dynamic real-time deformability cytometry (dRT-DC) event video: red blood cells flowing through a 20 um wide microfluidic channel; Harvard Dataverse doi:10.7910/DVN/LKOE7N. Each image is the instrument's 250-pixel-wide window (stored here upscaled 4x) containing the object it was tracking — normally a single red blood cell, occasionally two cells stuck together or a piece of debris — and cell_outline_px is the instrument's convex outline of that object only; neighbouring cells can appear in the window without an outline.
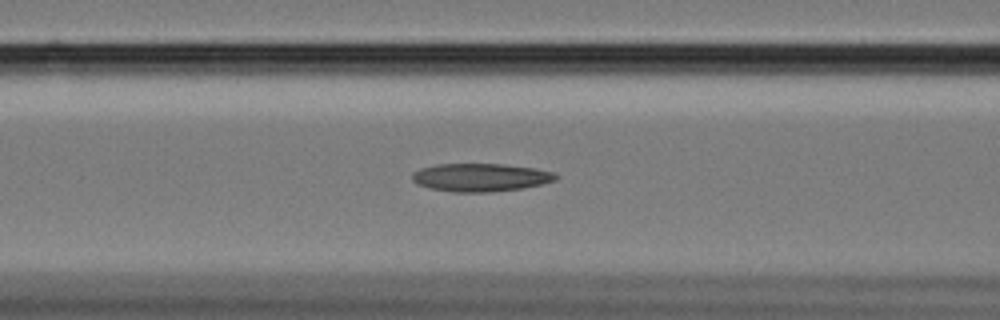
{"species": "Egyptian fruit bat (a non-hibernating species)", "species_latin": "Rousettus aegyptiacus", "temperature_condition": "cold", "stored_images_in_passage": 58, "camera_frame_rate_fps": 3000, "um_per_image_px": 0.085, "animal": {"sex": "female"}, "frame": {"image": 1, "passage_image": 24, "time_ms": 7.667, "image_size_px": [1000, 320], "cell_outline_px": [[560, 176], [556, 180], [524, 188], [488, 192], [452, 192], [428, 188], [416, 184], [412, 180], [412, 172], [420, 168], [436, 164], [504, 164], [536, 168], [556, 172]], "centroid_in_image_um": [40.85, 15.08], "position_along_channel_um": 125.8, "area_um2": 23.81}}
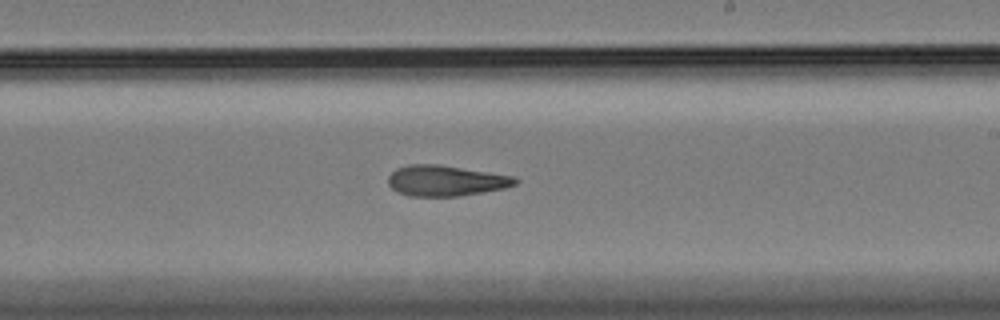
{"frame": {"image": 2, "passage_image": 35, "time_ms": 11.333, "image_size_px": [1000, 320], "cell_outline_px": [[520, 180], [516, 184], [504, 188], [460, 196], [408, 196], [392, 188], [388, 184], [388, 176], [396, 168], [408, 164], [440, 164], [516, 176]], "centroid_in_image_um": [37.91, 15.34], "position_along_channel_um": 251.1, "area_um2": 22.89}}
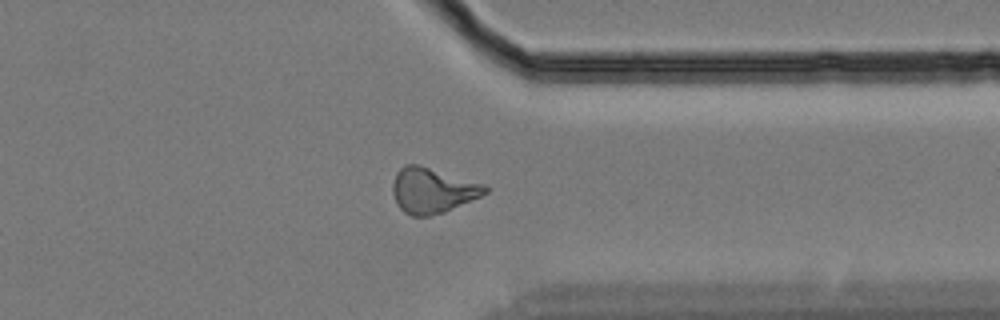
{"frame": {"image": 3, "passage_image": 46, "time_ms": 15.0, "image_size_px": [1000, 320], "cell_outline_px": [[488, 192], [480, 196], [444, 212], [428, 216], [412, 216], [404, 212], [396, 204], [392, 192], [392, 184], [396, 172], [404, 164], [416, 164], [484, 184], [488, 188]], "centroid_in_image_um": [36.71, 16.19], "position_along_channel_um": 374.7, "area_um2": 24.16}, "authors_computed_cell_mechanics": {"area_um2": 23.2067, "velocity_mm_per_s": 3.4218, "shape_relaxation_time_tau1_ms": null, "shape_relaxation_time_tau2_ms": 8.3498, "deformation_change_tau1": null, "deformation_change_tau2": 0.1903}}